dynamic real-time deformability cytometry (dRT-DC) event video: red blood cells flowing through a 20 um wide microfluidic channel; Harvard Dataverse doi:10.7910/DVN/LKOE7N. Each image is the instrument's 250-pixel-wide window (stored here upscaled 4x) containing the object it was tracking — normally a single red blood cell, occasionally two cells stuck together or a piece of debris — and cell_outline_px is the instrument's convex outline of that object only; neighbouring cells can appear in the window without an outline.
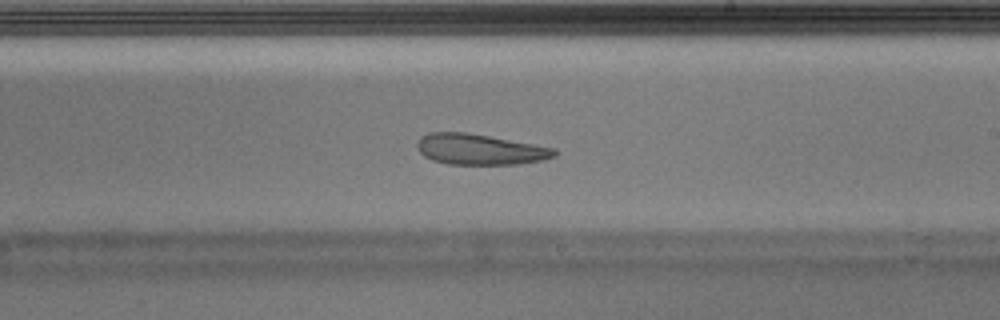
{"species": "Egyptian fruit bat (a non-hibernating species)", "species_latin": "Rousettus aegyptiacus", "temperature_condition": "warm", "stored_images_in_passage": 30, "camera_frame_rate_fps": 3000, "um_per_image_px": 0.085, "animal": {"sex": "male"}, "frame": {"image": 1, "passage_image": 13, "time_ms": 4.0, "image_size_px": [1000, 320], "cell_outline_px": [[556, 156], [544, 160], [520, 164], [448, 164], [432, 160], [424, 156], [416, 148], [416, 144], [420, 136], [428, 132], [464, 132], [488, 136], [556, 148]], "centroid_in_image_um": [40.76, 12.7], "position_along_channel_um": 248.2, "area_um2": 24.62}}